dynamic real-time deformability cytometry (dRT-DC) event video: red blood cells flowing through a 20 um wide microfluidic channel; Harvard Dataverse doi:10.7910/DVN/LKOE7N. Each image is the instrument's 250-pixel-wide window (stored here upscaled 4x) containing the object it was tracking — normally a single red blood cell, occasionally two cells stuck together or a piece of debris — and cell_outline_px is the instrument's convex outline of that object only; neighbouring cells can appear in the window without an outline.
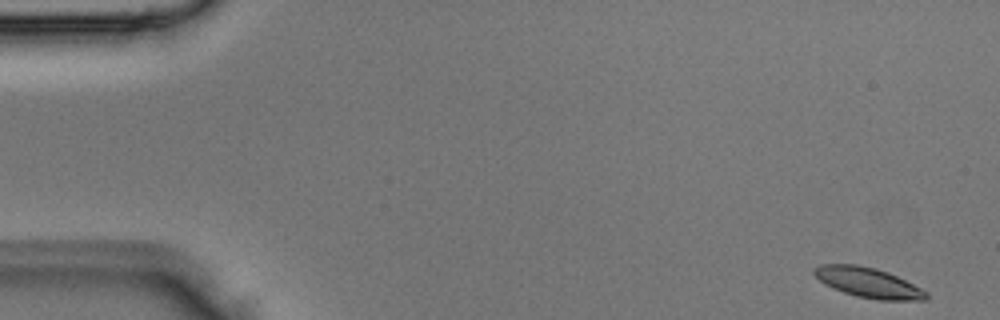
{"species": "Egyptian fruit bat (a non-hibernating species)", "species_latin": "Rousettus aegyptiacus", "temperature_condition": "room temperature", "stored_images_in_passage": 5, "camera_frame_rate_fps": 3000, "um_per_image_px": 0.085, "animal": {"sex": "male"}, "frame": {"image": 1, "passage_image": 1, "time_ms": 0.0, "image_size_px": [1000, 320], "cell_outline_px": [[928, 300], [880, 300], [856, 296], [832, 288], [824, 284], [812, 272], [812, 268], [820, 264], [856, 264], [876, 268], [888, 272], [928, 292]], "centroid_in_image_um": [73.77, 24.01], "position_along_channel_um": 11.2, "area_um2": 19.59}}
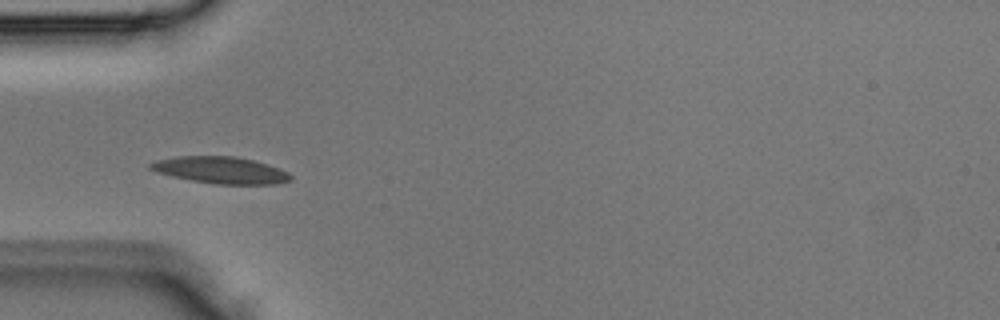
{"frame": {"image": 2, "passage_image": 4, "time_ms": 1.0, "image_size_px": [1000, 320], "cell_outline_px": [[292, 180], [276, 184], [216, 184], [192, 180], [172, 176], [148, 168], [148, 164], [156, 160], [176, 156], [232, 156], [252, 160], [280, 168], [288, 172], [292, 176]], "centroid_in_image_um": [18.78, 14.46], "position_along_channel_um": 66.2, "area_um2": 21.73}}
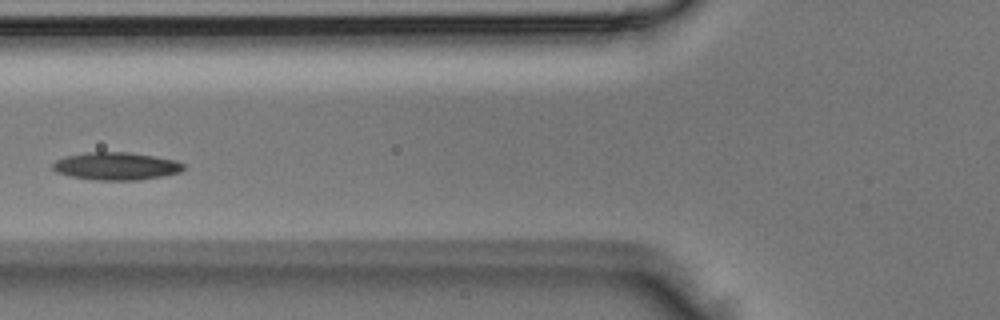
{"frame": {"image": 3, "passage_image": 5, "time_ms": 1.333, "image_size_px": [1000, 320], "cell_outline_px": [[184, 168], [180, 172], [140, 180], [92, 180], [72, 176], [56, 172], [52, 168], [52, 164], [56, 160], [64, 156], [84, 152], [128, 152], [176, 160], [184, 164]], "centroid_in_image_um": [9.83, 14.12], "position_along_channel_um": 116.0, "area_um2": 21.1}}